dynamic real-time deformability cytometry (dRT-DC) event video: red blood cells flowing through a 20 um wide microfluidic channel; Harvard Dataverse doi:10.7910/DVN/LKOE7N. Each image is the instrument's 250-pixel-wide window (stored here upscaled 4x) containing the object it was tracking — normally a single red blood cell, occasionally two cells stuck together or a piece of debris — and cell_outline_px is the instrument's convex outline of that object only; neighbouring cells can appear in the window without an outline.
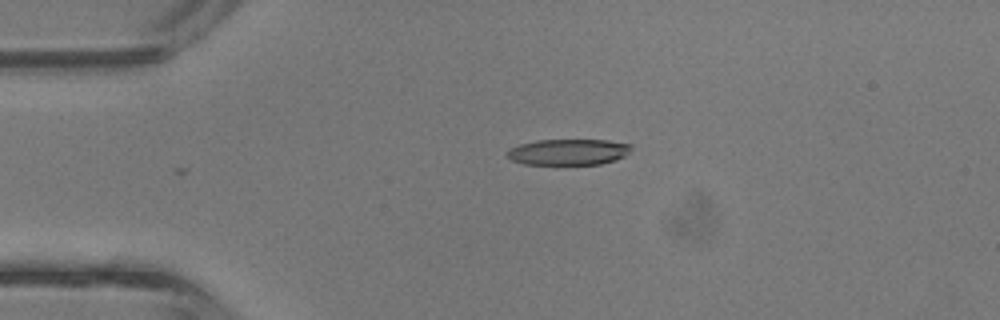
{"species": "common noctule bat (a hibernating species)", "species_latin": "Nyctalus noctula", "temperature_condition": "room temperature", "stored_images_in_passage": 3, "camera_frame_rate_fps": 3000, "um_per_image_px": 0.085, "animal": {"sex": "male", "body_mass_g": 13.3}, "frame": {"image": 1, "passage_image": 3, "time_ms": 0.667, "image_size_px": [1000, 320], "cell_outline_px": [[632, 148], [624, 156], [616, 160], [600, 164], [524, 164], [512, 160], [508, 156], [508, 148], [520, 144], [536, 140], [608, 140], [632, 144]], "centroid_in_image_um": [48.33, 12.91], "position_along_channel_um": 36.7, "area_um2": 18.79}}